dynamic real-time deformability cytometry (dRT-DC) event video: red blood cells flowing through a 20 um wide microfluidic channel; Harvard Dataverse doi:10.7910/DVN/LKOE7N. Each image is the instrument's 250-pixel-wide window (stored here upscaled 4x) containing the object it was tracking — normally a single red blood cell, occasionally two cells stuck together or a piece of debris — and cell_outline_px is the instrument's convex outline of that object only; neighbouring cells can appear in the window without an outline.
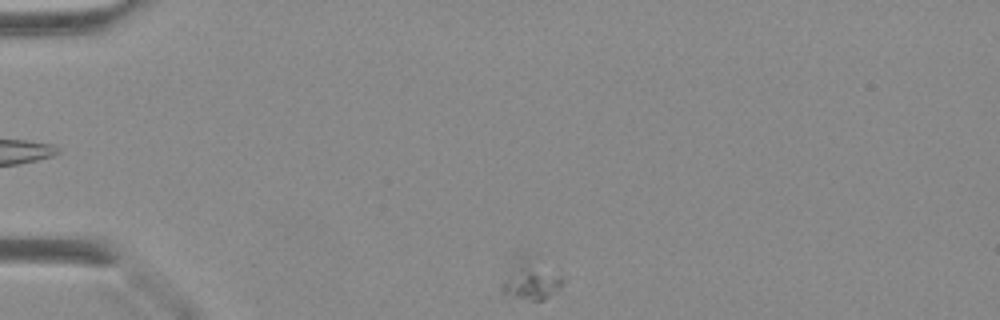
{"species": "Egyptian fruit bat (a non-hibernating species)", "species_latin": "Rousettus aegyptiacus", "temperature_condition": "warm", "stored_images_in_passage": 1, "camera_frame_rate_fps": 3000, "um_per_image_px": 0.085, "animal": {"sex": "female"}, "frame": {"image": 1, "passage_image": 1, "time_ms": 0.0, "image_size_px": [1000, 320], "cell_outline_px": [[564, 280], [544, 300], [532, 300], [504, 296], [500, 288], [500, 284], [520, 256], [560, 276]], "centroid_in_image_um": [45.0, 23.91], "position_along_channel_um": 40.0, "area_um2": 12.72}}